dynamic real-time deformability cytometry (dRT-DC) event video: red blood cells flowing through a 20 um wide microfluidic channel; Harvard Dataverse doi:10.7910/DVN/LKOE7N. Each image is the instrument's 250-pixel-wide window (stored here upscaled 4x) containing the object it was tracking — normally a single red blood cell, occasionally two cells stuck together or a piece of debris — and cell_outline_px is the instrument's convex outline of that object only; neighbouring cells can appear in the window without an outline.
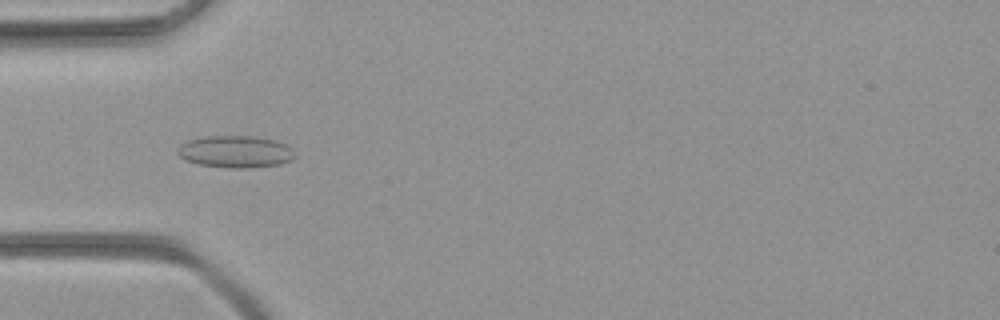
{"species": "common noctule bat (a hibernating species)", "species_latin": "Nyctalus noctula", "temperature_condition": "room temperature", "stored_images_in_passage": 49, "camera_frame_rate_fps": 3000, "um_per_image_px": 0.085, "animal": {"sex": "female", "body_mass_g": 21.9}, "frame": {"image": 1, "passage_image": 16, "time_ms": 5.0, "image_size_px": [1000, 320], "cell_outline_px": [[296, 156], [292, 160], [280, 164], [248, 168], [228, 168], [200, 164], [188, 160], [180, 156], [176, 152], [180, 144], [188, 140], [208, 136], [256, 136], [276, 140], [292, 148], [296, 152]], "centroid_in_image_um": [20.06, 12.89], "position_along_channel_um": 64.9, "area_um2": 21.96}}
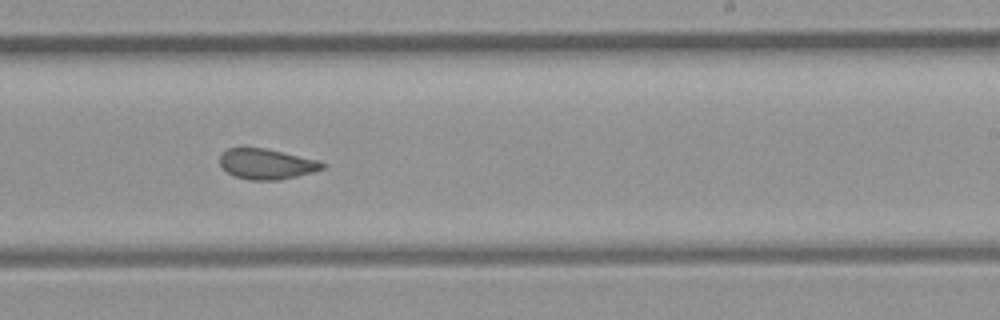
{"frame": {"image": 2, "passage_image": 30, "time_ms": 9.667, "image_size_px": [1000, 320], "cell_outline_px": [[324, 168], [312, 172], [280, 180], [248, 180], [236, 176], [228, 172], [220, 164], [220, 156], [228, 148], [264, 148], [320, 160], [324, 164]], "centroid_in_image_um": [22.67, 13.94], "position_along_channel_um": 266.3, "area_um2": 17.98}}
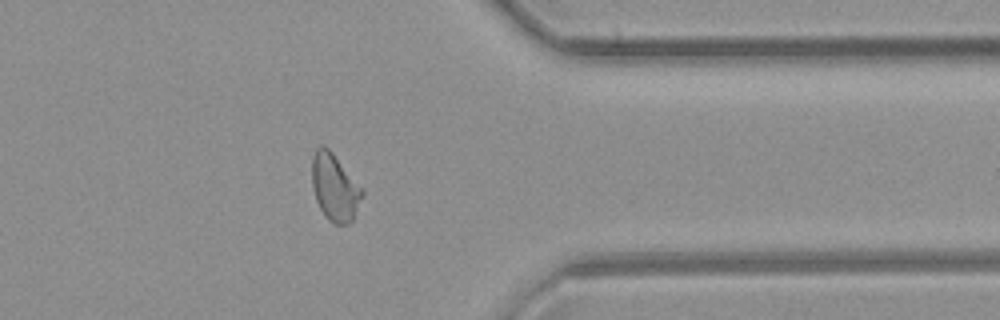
{"frame": {"image": 3, "passage_image": 39, "time_ms": 12.667, "image_size_px": [1000, 320], "cell_outline_px": [[364, 192], [352, 220], [348, 224], [336, 224], [328, 220], [320, 208], [316, 200], [312, 184], [312, 156], [316, 148], [320, 144], [328, 148], [332, 152], [364, 188]], "centroid_in_image_um": [28.45, 15.9], "position_along_channel_um": 382.9, "area_um2": 19.65}}